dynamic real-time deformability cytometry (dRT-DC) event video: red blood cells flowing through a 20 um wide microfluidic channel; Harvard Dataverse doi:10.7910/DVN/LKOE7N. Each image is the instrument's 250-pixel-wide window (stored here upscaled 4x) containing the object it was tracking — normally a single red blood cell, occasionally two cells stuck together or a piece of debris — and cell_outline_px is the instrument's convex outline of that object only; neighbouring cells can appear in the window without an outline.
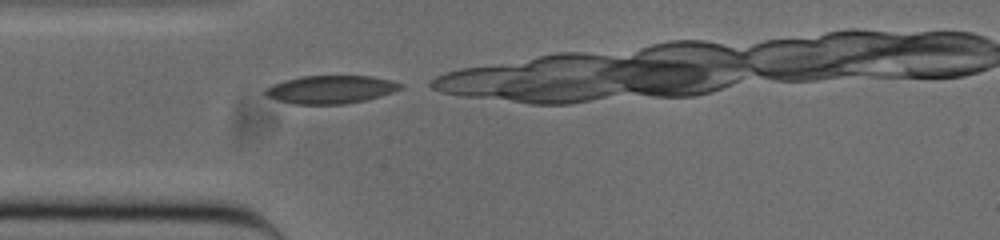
{"species": "common noctule bat (a hibernating species)", "species_latin": "Nyctalus noctula", "temperature_condition": "cold", "stored_images_in_passage": 5, "camera_frame_rate_fps": 3000, "um_per_image_px": 0.085, "animal": {"sex": "male", "body_mass_g": 20.0, "forearm_length_mm": 53.3}, "frame": {"image": 1, "passage_image": 1, "time_ms": 0.0, "image_size_px": [1000, 240], "cell_outline_px": [[404, 88], [368, 100], [344, 104], [292, 104], [268, 96], [264, 92], [264, 88], [272, 84], [284, 80], [300, 76], [372, 76], [392, 80], [404, 84]], "centroid_in_image_um": [28.15, 7.6], "position_along_channel_um": 56.9, "area_um2": 22.25}}
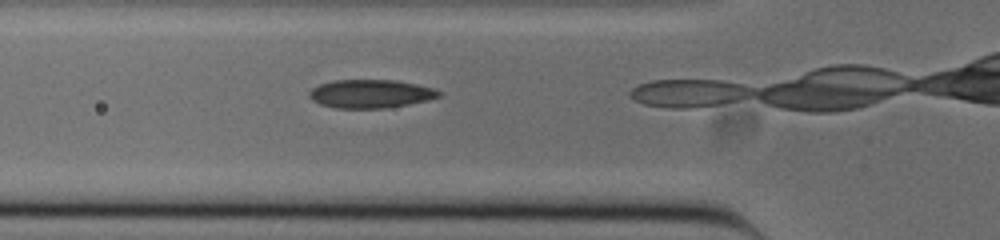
{"frame": {"image": 2, "passage_image": 4, "time_ms": 1.0, "image_size_px": [1000, 240], "cell_outline_px": [[444, 92], [440, 96], [428, 100], [408, 104], [384, 108], [336, 108], [320, 104], [312, 100], [308, 96], [308, 92], [312, 88], [320, 84], [332, 80], [396, 80], [436, 88]], "centroid_in_image_um": [31.51, 7.96], "position_along_channel_um": 94.3, "area_um2": 21.62}}